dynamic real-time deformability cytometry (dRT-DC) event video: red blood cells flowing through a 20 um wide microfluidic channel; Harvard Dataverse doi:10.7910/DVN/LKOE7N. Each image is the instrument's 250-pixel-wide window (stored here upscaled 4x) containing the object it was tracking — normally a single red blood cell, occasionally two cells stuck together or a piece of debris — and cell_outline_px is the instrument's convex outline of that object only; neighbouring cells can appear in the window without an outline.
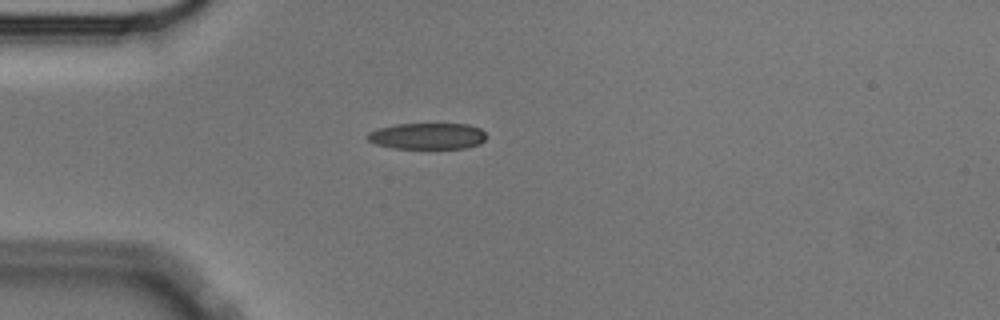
{"species": "Egyptian fruit bat (a non-hibernating species)", "species_latin": "Rousettus aegyptiacus", "temperature_condition": "cold", "stored_images_in_passage": 42, "camera_frame_rate_fps": 3000, "um_per_image_px": 0.085, "animal": {"sex": "male"}, "frame": {"image": 1, "passage_image": 1, "time_ms": 0.0, "image_size_px": [1000, 320], "cell_outline_px": [[488, 136], [480, 144], [468, 148], [392, 148], [376, 144], [368, 140], [364, 136], [368, 132], [376, 128], [396, 124], [468, 124], [480, 128]], "centroid_in_image_um": [36.32, 11.56], "position_along_channel_um": 48.7, "area_um2": 18.44}}
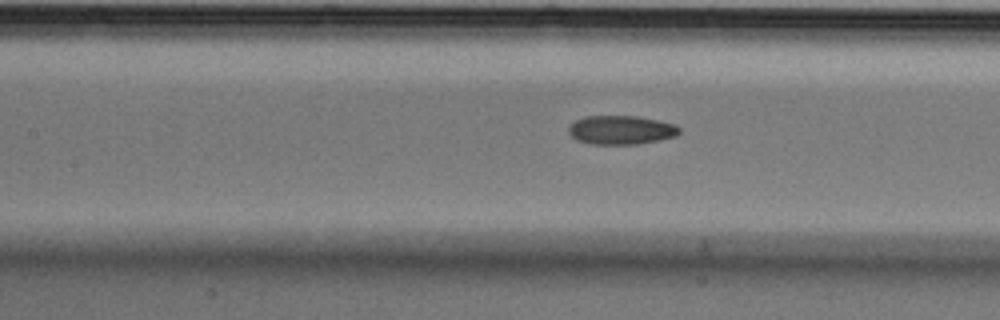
{"frame": {"image": 2, "passage_image": 11, "time_ms": 3.333, "image_size_px": [1000, 320], "cell_outline_px": [[680, 132], [676, 136], [660, 140], [636, 144], [592, 144], [576, 140], [568, 132], [568, 124], [584, 116], [640, 116], [676, 124], [680, 128]], "centroid_in_image_um": [52.79, 11.04], "position_along_channel_um": 154.6, "area_um2": 18.84}}
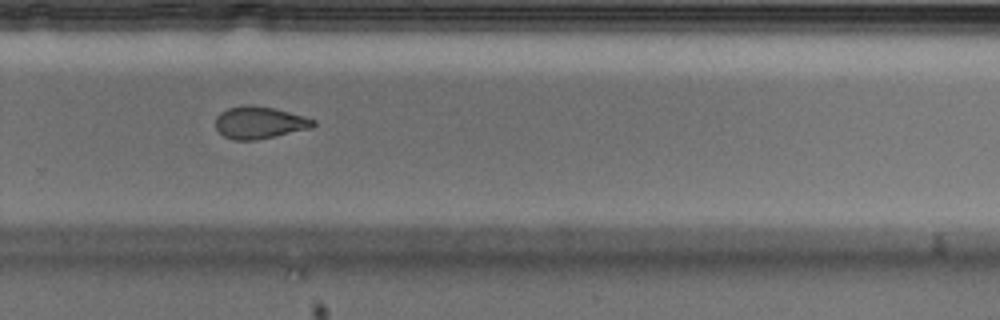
{"frame": {"image": 3, "passage_image": 24, "time_ms": 7.667, "image_size_px": [1000, 320], "cell_outline_px": [[316, 124], [312, 128], [276, 136], [256, 140], [232, 140], [224, 136], [216, 128], [216, 116], [220, 112], [228, 108], [244, 104], [248, 104], [276, 108], [304, 116], [316, 120]], "centroid_in_image_um": [22.06, 10.41], "position_along_channel_um": 307.7, "area_um2": 18.55}, "authors_computed_cell_mechanics": {"area_um2": 19.3052, "velocity_mm_per_s": 3.541, "shape_relaxation_time_tau1_ms": 9.859, "shape_relaxation_time_tau2_ms": 3.5621, "deformation_change_tau1": 0.1952, "deformation_change_tau2": 0.091}}